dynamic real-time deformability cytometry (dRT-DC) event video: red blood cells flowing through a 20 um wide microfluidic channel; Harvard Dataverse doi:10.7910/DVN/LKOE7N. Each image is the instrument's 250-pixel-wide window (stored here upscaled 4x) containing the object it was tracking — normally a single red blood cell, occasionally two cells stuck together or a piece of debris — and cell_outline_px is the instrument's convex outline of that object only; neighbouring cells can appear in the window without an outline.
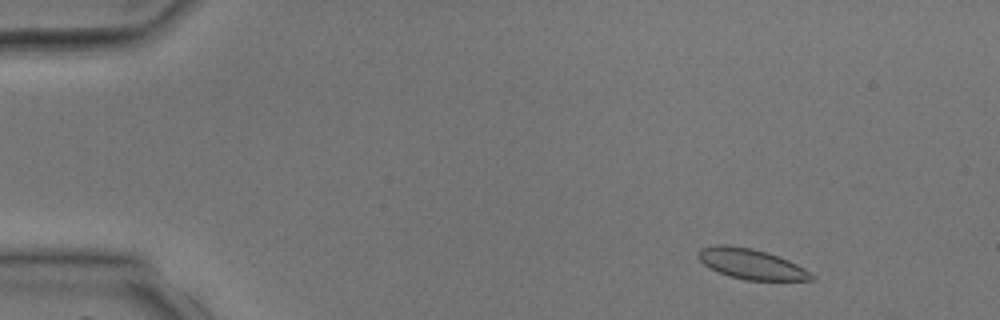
{"species": "common noctule bat (a hibernating species)", "species_latin": "Nyctalus noctula", "temperature_condition": "room temperature", "stored_images_in_passage": 5, "camera_frame_rate_fps": 3000, "um_per_image_px": 0.085, "animal": {"sex": "male", "body_mass_g": 17.9, "forearm_length_mm": 54.2}, "frame": {"image": 1, "passage_image": 1, "time_ms": 0.0, "image_size_px": [1000, 320], "cell_outline_px": [[816, 280], [744, 280], [720, 272], [704, 264], [696, 256], [696, 252], [700, 248], [720, 244], [724, 244], [752, 248], [788, 260], [804, 268], [816, 276]], "centroid_in_image_um": [63.85, 22.43], "position_along_channel_um": 21.1, "area_um2": 19.77}}